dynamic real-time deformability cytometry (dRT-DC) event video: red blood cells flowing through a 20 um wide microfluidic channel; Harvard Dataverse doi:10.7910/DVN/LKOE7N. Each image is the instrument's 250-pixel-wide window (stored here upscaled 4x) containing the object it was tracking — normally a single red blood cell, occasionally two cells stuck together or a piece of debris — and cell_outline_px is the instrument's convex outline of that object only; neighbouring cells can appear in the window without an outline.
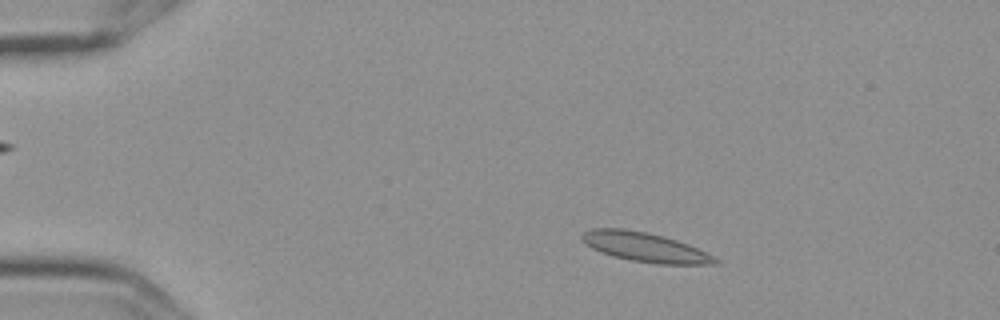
{"species": "Egyptian fruit bat (a non-hibernating species)", "species_latin": "Rousettus aegyptiacus", "temperature_condition": "cold", "stored_images_in_passage": 4, "camera_frame_rate_fps": 3000, "um_per_image_px": 0.085, "frame": {"image": 1, "passage_image": 2, "time_ms": 0.333, "image_size_px": [1000, 320], "cell_outline_px": [[720, 264], [660, 264], [632, 260], [612, 256], [600, 252], [592, 248], [580, 240], [580, 236], [584, 232], [592, 228], [624, 228], [648, 232], [664, 236], [688, 244], [716, 256], [720, 260]], "centroid_in_image_um": [54.83, 21.0], "position_along_channel_um": 30.2, "area_um2": 23.0}}